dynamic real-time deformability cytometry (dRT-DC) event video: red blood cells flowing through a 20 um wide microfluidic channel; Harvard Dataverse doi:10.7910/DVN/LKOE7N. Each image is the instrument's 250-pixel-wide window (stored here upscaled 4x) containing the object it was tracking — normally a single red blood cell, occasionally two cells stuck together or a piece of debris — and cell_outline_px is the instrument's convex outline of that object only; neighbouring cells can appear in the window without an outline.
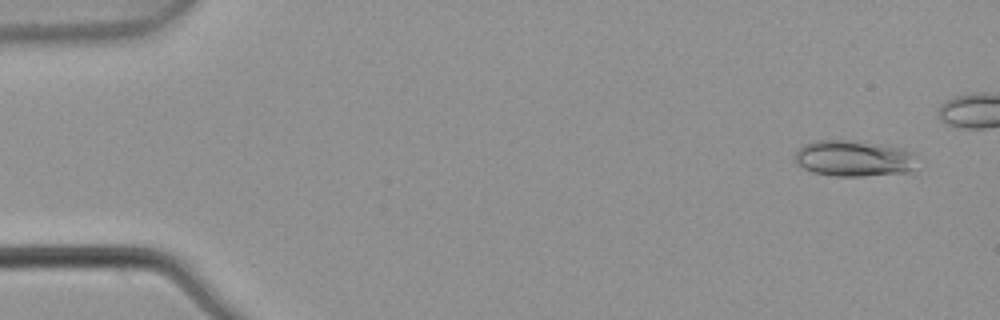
{"species": "common noctule bat (a hibernating species)", "species_latin": "Nyctalus noctula", "temperature_condition": "warm", "stored_images_in_passage": 6, "camera_frame_rate_fps": 3000, "um_per_image_px": 0.085, "animal": {"sex": "male", "body_mass_g": 21.5, "forearm_length_mm": 52.0}, "frame": {"image": 1, "passage_image": 1, "time_ms": 0.0, "image_size_px": [1000, 320], "cell_outline_px": [[916, 152], [912, 168], [908, 172], [864, 176], [836, 176], [812, 172], [796, 164], [796, 152], [804, 144], [816, 140], [856, 140], [888, 144], [904, 148]], "centroid_in_image_um": [72.6, 13.44], "position_along_channel_um": 12.4, "area_um2": 26.01}}
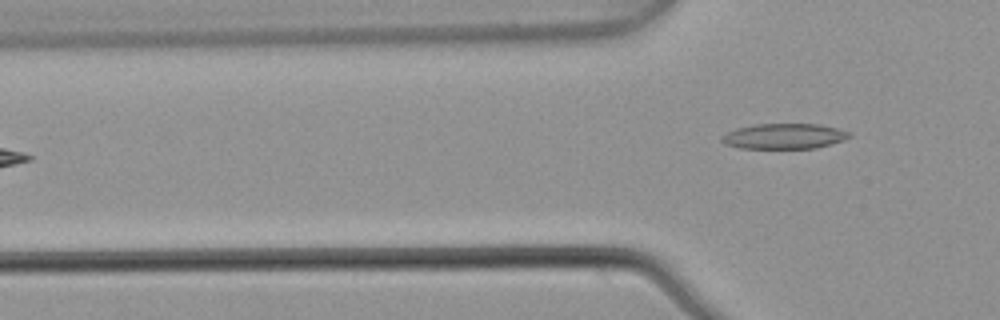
{"frame": {"image": 2, "passage_image": 6, "time_ms": 1.667, "image_size_px": [1000, 320], "cell_outline_px": [[852, 136], [844, 140], [832, 144], [816, 148], [740, 148], [724, 144], [720, 140], [720, 136], [736, 128], [756, 124], [820, 124], [836, 128], [848, 132]], "centroid_in_image_um": [66.63, 11.58], "position_along_channel_um": 59.2, "area_um2": 18.9}}